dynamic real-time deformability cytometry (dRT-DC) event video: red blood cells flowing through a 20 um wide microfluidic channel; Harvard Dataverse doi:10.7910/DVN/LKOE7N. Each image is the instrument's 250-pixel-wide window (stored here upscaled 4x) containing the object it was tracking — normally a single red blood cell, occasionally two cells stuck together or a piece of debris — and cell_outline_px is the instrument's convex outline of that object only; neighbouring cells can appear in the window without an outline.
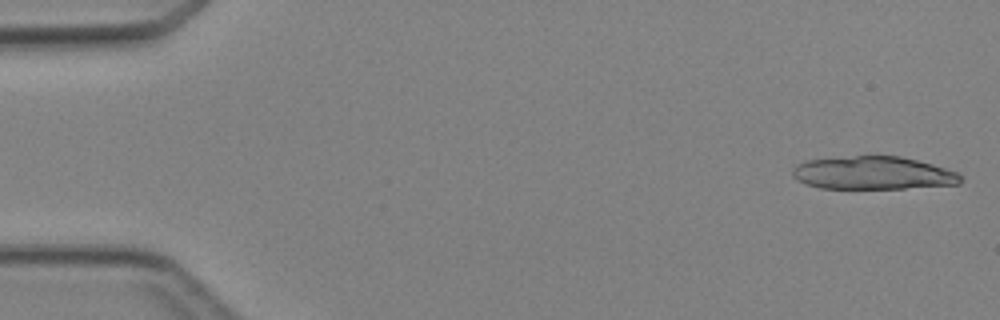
{"species": "Egyptian fruit bat (a non-hibernating species)", "species_latin": "Rousettus aegyptiacus", "temperature_condition": "cold", "stored_images_in_passage": 5, "segment_of_instrument_passage": [1, 2], "camera_frame_rate_fps": 3000, "um_per_image_px": 0.085, "animal": {"sex": "female"}, "frame": {"image": 1, "passage_image": 1, "time_ms": 0.0, "image_size_px": [1000, 320], "cell_outline_px": [[964, 180], [960, 184], [904, 188], [820, 188], [804, 184], [796, 180], [792, 176], [792, 168], [796, 164], [808, 160], [856, 156], [900, 156], [932, 164], [960, 172]], "centroid_in_image_um": [74.23, 14.71], "position_along_channel_um": 10.8, "area_um2": 32.48}}